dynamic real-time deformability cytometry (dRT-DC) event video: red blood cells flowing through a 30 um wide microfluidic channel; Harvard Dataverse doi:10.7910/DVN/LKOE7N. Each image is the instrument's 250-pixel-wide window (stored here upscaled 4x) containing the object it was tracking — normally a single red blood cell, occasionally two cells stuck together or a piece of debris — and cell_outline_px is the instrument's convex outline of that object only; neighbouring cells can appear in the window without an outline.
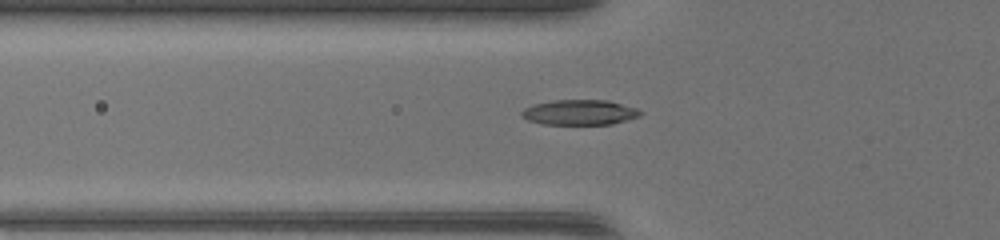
{"species": "common noctule bat (a hibernating species)", "species_latin": "Nyctalus noctula", "temperature_condition": "warm", "stored_images_in_passage": 41, "camera_frame_rate_fps": 3000, "um_per_image_px": 0.085, "animal": {"sex": "female", "body_mass_g": 17.0, "forearm_length_mm": 48.0}, "frame": {"image": 1, "passage_image": 14, "time_ms": 4.333, "image_size_px": [1000, 240], "cell_outline_px": [[644, 112], [640, 116], [612, 124], [544, 124], [528, 120], [520, 116], [520, 112], [524, 108], [536, 104], [552, 100], [608, 100], [636, 108]], "centroid_in_image_um": [49.27, 9.55], "position_along_channel_um": 76.5, "area_um2": 17.4}}
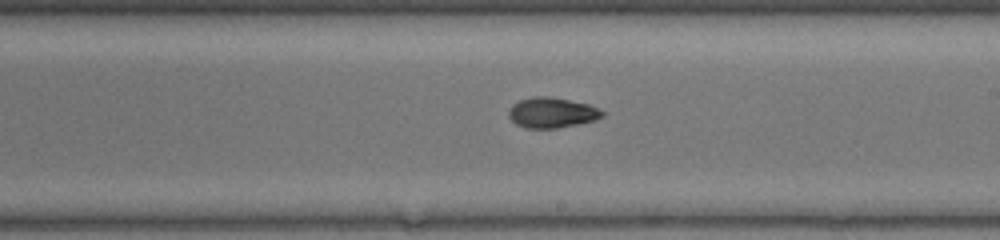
{"frame": {"image": 2, "passage_image": 25, "time_ms": 8.0, "image_size_px": [1000, 240], "cell_outline_px": [[604, 116], [596, 120], [556, 128], [524, 128], [516, 124], [508, 116], [508, 112], [512, 104], [520, 100], [532, 96], [548, 96], [588, 104], [604, 112]], "centroid_in_image_um": [46.88, 9.57], "position_along_channel_um": 242.1, "area_um2": 16.47}}
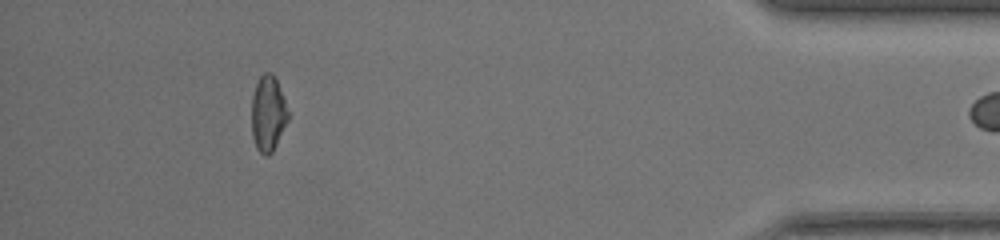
{"frame": {"image": 3, "passage_image": 40, "time_ms": 13.0, "image_size_px": [1000, 240], "cell_outline_px": [[288, 120], [272, 152], [268, 156], [264, 156], [256, 148], [252, 136], [252, 96], [256, 84], [260, 76], [264, 72], [272, 72], [276, 80], [284, 100], [288, 112]], "centroid_in_image_um": [22.76, 9.67], "position_along_channel_um": 412.4, "area_um2": 15.9}}